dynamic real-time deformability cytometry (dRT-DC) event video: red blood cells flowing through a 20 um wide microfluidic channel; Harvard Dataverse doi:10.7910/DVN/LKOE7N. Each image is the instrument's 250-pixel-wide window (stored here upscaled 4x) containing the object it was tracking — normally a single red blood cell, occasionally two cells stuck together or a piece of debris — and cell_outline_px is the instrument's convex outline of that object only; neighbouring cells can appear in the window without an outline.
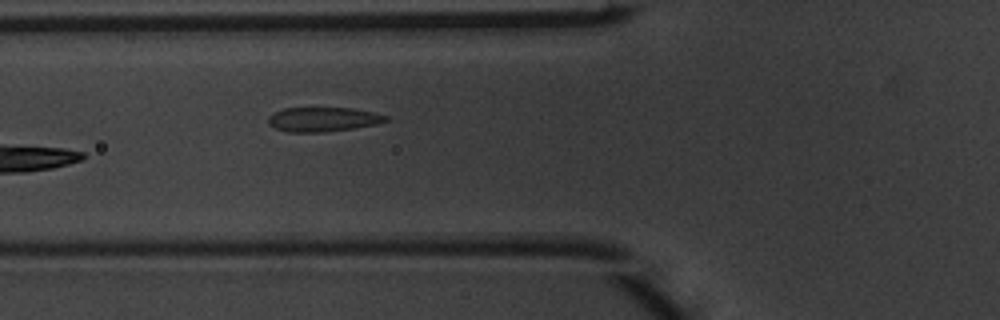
{"species": "common noctule bat (a hibernating species)", "species_latin": "Nyctalus noctula", "temperature_condition": "warm", "stored_images_in_passage": 6, "camera_frame_rate_fps": 3000, "um_per_image_px": 0.085, "animal": {"sex": "male", "body_mass_g": 20.1, "forearm_length_mm": 53.5}, "frame": {"image": 1, "passage_image": 6, "time_ms": 1.667, "image_size_px": [1000, 320], "cell_outline_px": [[388, 120], [376, 124], [352, 128], [324, 132], [288, 132], [276, 128], [268, 124], [268, 116], [272, 112], [284, 108], [352, 108], [372, 112], [388, 116]], "centroid_in_image_um": [27.41, 10.14], "position_along_channel_um": 98.4, "area_um2": 16.65}}